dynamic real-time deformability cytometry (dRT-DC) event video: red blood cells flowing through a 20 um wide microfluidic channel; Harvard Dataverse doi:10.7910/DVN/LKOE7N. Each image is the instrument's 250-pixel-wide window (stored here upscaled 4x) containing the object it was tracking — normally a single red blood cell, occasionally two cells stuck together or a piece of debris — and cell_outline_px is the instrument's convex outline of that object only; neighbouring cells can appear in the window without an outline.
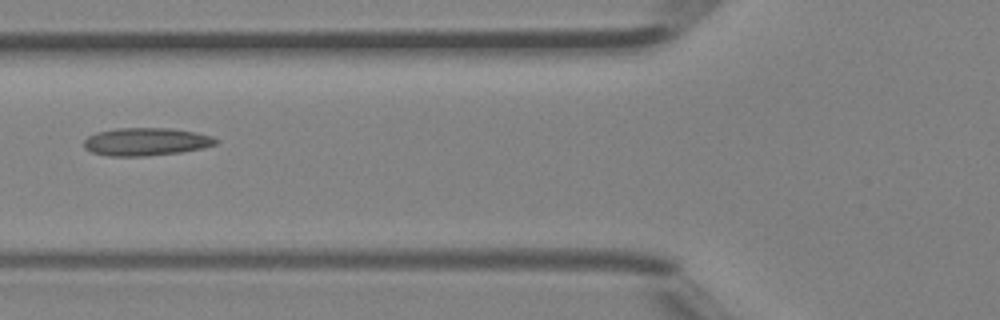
{"species": "Egyptian fruit bat (a non-hibernating species)", "species_latin": "Rousettus aegyptiacus", "temperature_condition": "room temperature", "stored_images_in_passage": 3, "camera_frame_rate_fps": 3000, "um_per_image_px": 0.085, "animal": {"sex": "female"}, "frame": {"image": 1, "passage_image": 3, "time_ms": 0.667, "image_size_px": [1000, 320], "cell_outline_px": [[220, 140], [216, 144], [200, 148], [180, 152], [144, 156], [108, 156], [92, 152], [84, 148], [84, 140], [88, 136], [96, 132], [116, 128], [172, 128], [196, 132], [212, 136]], "centroid_in_image_um": [12.4, 12.04], "position_along_channel_um": 113.4, "area_um2": 21.44}}